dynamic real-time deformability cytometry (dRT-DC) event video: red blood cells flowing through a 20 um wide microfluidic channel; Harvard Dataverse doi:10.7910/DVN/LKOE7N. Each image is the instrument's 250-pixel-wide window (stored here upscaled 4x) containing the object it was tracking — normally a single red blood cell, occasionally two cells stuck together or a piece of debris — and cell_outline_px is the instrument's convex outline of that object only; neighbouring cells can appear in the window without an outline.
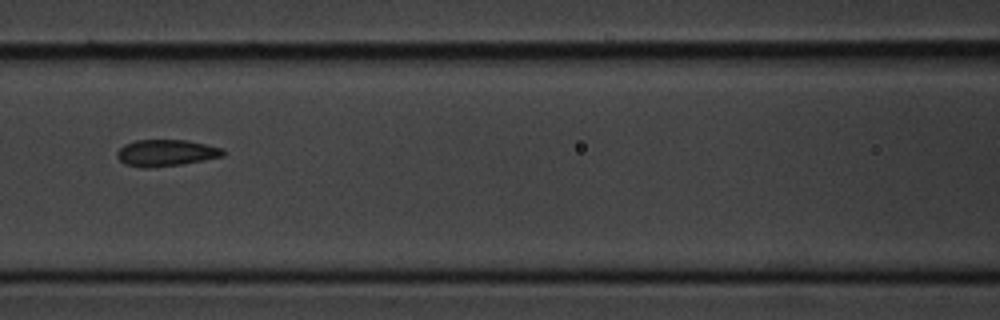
{"species": "common noctule bat (a hibernating species)", "species_latin": "Nyctalus noctula", "temperature_condition": "cold", "stored_images_in_passage": 11, "camera_frame_rate_fps": 3000, "um_per_image_px": 0.085, "animal": {"sex": "male", "body_mass_g": 20.1, "forearm_length_mm": 53.5}, "frame": {"image": 1, "passage_image": 4, "time_ms": 3.667, "image_size_px": [1000, 320], "cell_outline_px": [[224, 156], [204, 160], [180, 164], [148, 168], [140, 168], [124, 164], [116, 156], [116, 152], [124, 144], [136, 140], [188, 140], [224, 148]], "centroid_in_image_um": [14.1, 12.99], "position_along_channel_um": 152.5, "area_um2": 16.53}}
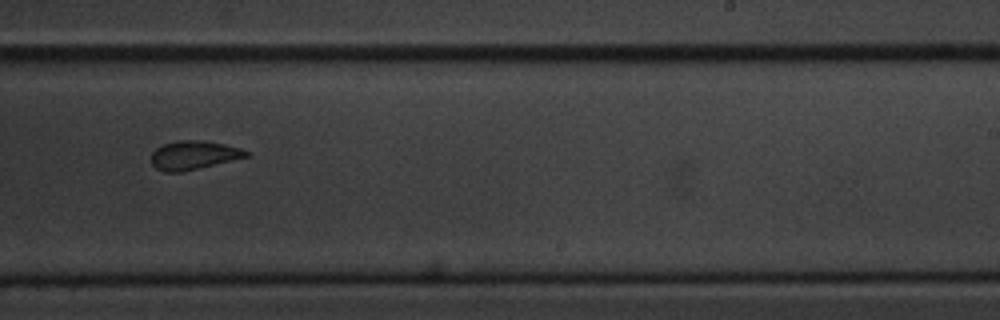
{"frame": {"image": 2, "passage_image": 7, "time_ms": 7.0, "image_size_px": [1000, 320], "cell_outline_px": [[252, 156], [180, 172], [164, 172], [156, 168], [152, 164], [152, 152], [156, 148], [164, 144], [180, 140], [200, 140], [224, 144], [240, 148], [248, 152]], "centroid_in_image_um": [16.48, 13.19], "position_along_channel_um": 272.5, "area_um2": 15.78}}
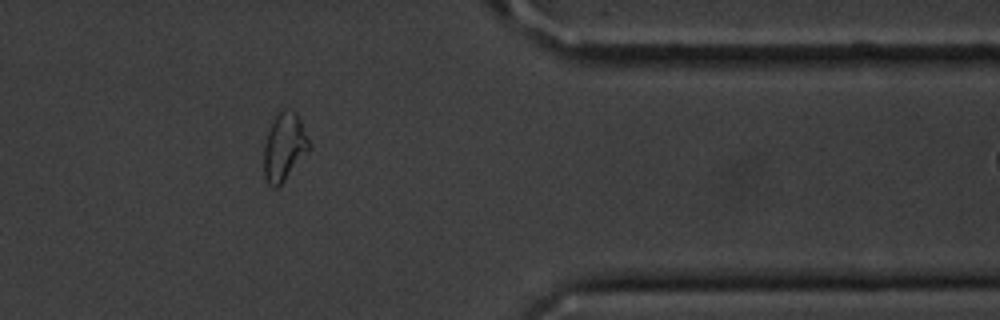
{"frame": {"image": 3, "passage_image": 10, "time_ms": 10.667, "image_size_px": [1000, 320], "cell_outline_px": [[312, 148], [284, 180], [276, 188], [272, 188], [268, 184], [264, 176], [264, 144], [268, 132], [276, 112], [280, 108], [292, 108], [296, 112], [312, 144]], "centroid_in_image_um": [24.18, 12.44], "position_along_channel_um": 387.2, "area_um2": 18.26}, "authors_computed_cell_mechanics": {"area_um2": 16.473, "velocity_mm_per_s": 3.6111, "shape_relaxation_time_tau1_ms": 2.7821, "shape_relaxation_time_tau2_ms": 0.8335, "deformation_change_tau1": 0.1026, "deformation_change_tau2": 0.0512}}